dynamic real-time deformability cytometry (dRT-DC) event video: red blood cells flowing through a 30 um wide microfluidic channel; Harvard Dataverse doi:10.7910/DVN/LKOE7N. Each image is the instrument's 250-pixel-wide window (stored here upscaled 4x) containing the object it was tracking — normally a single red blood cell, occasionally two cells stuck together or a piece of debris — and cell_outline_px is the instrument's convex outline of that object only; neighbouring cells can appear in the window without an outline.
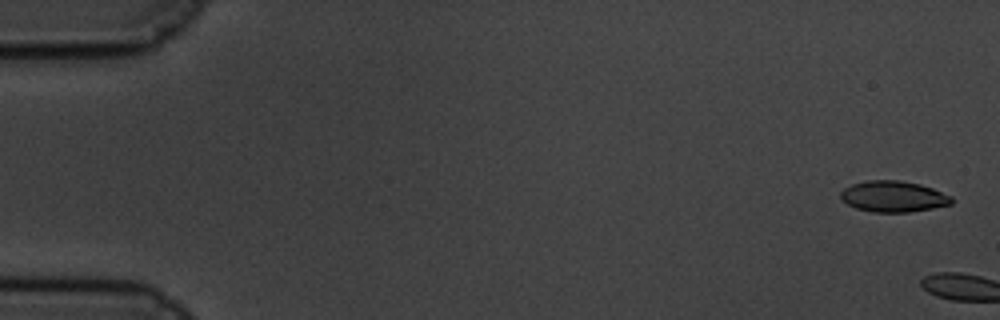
{"species": "common noctule bat (a hibernating species)", "species_latin": "Nyctalus noctula", "temperature_condition": "cold", "stored_images_in_passage": 4, "camera_frame_rate_fps": 3000, "um_per_image_px": 0.085, "animal": {"sex": "male", "body_mass_g": 19.5, "forearm_length_mm": 54.6}, "frame": {"image": 1, "passage_image": 2, "time_ms": 0.333, "image_size_px": [1000, 320], "cell_outline_px": [[952, 204], [932, 208], [908, 212], [872, 212], [856, 208], [840, 200], [840, 192], [844, 188], [852, 184], [868, 180], [900, 180], [920, 184], [932, 188], [952, 196]], "centroid_in_image_um": [75.91, 16.7], "position_along_channel_um": 9.1, "area_um2": 20.11}}